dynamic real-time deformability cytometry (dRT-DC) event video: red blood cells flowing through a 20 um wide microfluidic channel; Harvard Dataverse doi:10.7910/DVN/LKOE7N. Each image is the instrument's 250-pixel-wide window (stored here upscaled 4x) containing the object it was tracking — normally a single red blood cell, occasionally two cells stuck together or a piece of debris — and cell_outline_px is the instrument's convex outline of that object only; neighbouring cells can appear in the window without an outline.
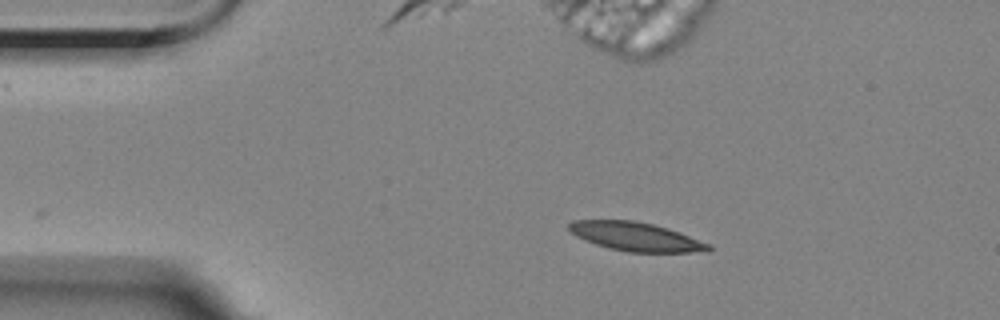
{"species": "Egyptian fruit bat (a non-hibernating species)", "species_latin": "Rousettus aegyptiacus", "temperature_condition": "room temperature", "stored_images_in_passage": 2, "camera_frame_rate_fps": 3000, "um_per_image_px": 0.085, "animal": {"sex": "female"}, "frame": {"image": 1, "passage_image": 1, "time_ms": 0.0, "image_size_px": [1000, 320], "cell_outline_px": [[712, 248], [708, 252], [628, 252], [608, 248], [584, 240], [576, 236], [568, 228], [568, 224], [572, 220], [632, 220], [652, 224], [668, 228], [712, 244]], "centroid_in_image_um": [54.07, 20.12], "position_along_channel_um": 30.9, "area_um2": 23.47}}